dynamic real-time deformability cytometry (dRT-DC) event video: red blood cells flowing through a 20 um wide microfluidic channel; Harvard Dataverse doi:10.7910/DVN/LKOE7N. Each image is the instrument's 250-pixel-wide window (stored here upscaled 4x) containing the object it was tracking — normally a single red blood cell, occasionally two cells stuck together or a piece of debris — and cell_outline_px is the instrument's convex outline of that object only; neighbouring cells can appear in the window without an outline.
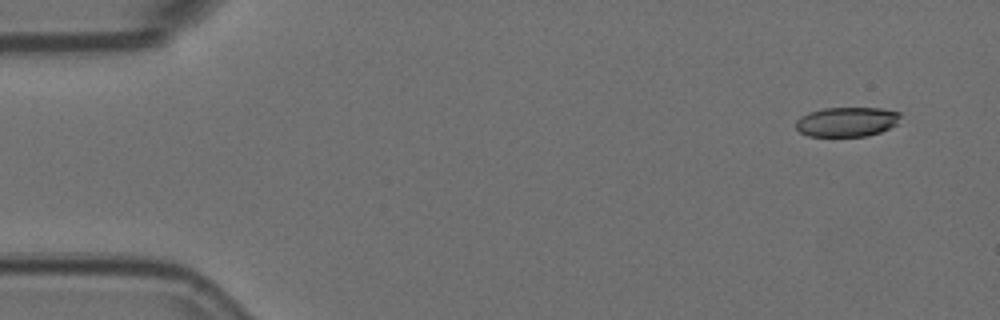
{"species": "Egyptian fruit bat (a non-hibernating species)", "species_latin": "Rousettus aegyptiacus", "temperature_condition": "room temperature", "stored_images_in_passage": 4, "camera_frame_rate_fps": 3000, "um_per_image_px": 0.085, "animal": {"sex": "female"}, "frame": {"image": 1, "passage_image": 1, "time_ms": 0.0, "image_size_px": [1000, 320], "cell_outline_px": [[900, 116], [896, 124], [880, 132], [868, 136], [808, 136], [800, 132], [796, 128], [796, 120], [800, 116], [808, 112], [824, 108], [880, 108], [900, 112]], "centroid_in_image_um": [71.95, 10.35], "position_along_channel_um": 13.0, "area_um2": 18.03}}
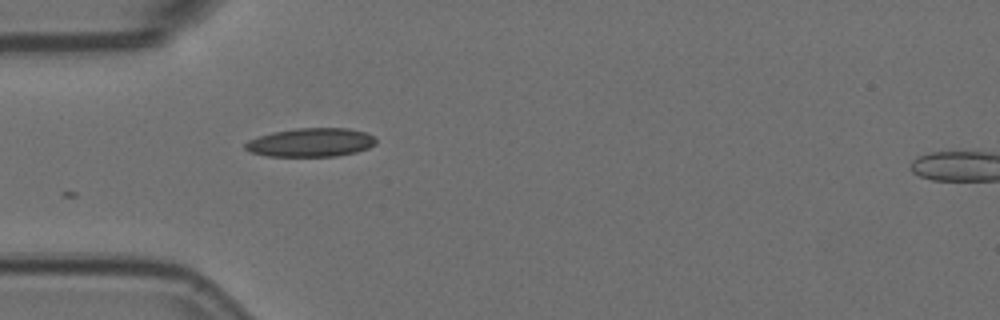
{"frame": {"image": 2, "passage_image": 4, "time_ms": 1.0, "image_size_px": [1000, 320], "cell_outline_px": [[376, 144], [368, 148], [356, 152], [336, 156], [268, 156], [252, 152], [244, 148], [244, 144], [248, 140], [272, 132], [296, 128], [348, 128], [364, 132], [376, 136]], "centroid_in_image_um": [26.45, 12.1], "position_along_channel_um": 58.6, "area_um2": 21.85}}